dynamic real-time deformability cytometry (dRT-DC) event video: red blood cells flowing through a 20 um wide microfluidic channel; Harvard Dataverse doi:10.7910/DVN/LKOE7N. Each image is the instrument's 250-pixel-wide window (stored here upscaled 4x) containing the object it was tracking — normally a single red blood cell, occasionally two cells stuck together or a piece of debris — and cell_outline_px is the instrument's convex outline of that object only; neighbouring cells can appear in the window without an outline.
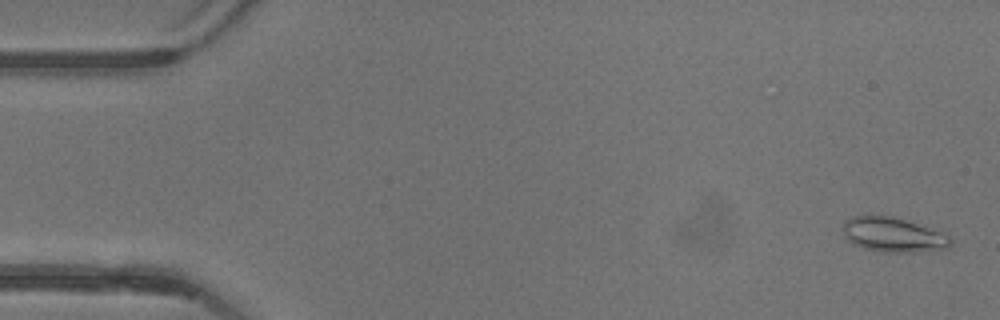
{"species": "common noctule bat (a hibernating species)", "species_latin": "Nyctalus noctula", "temperature_condition": "warm", "stored_images_in_passage": 53, "camera_frame_rate_fps": 3000, "um_per_image_px": 0.085, "animal": {"sex": "female"}, "frame": {"image": 1, "passage_image": 2, "time_ms": 0.333, "image_size_px": [1000, 320], "cell_outline_px": [[952, 240], [948, 248], [916, 252], [880, 252], [864, 248], [852, 244], [848, 240], [844, 232], [844, 220], [856, 216], [892, 216], [940, 232], [948, 236]], "centroid_in_image_um": [75.89, 19.97], "position_along_channel_um": 9.1, "area_um2": 21.27}}
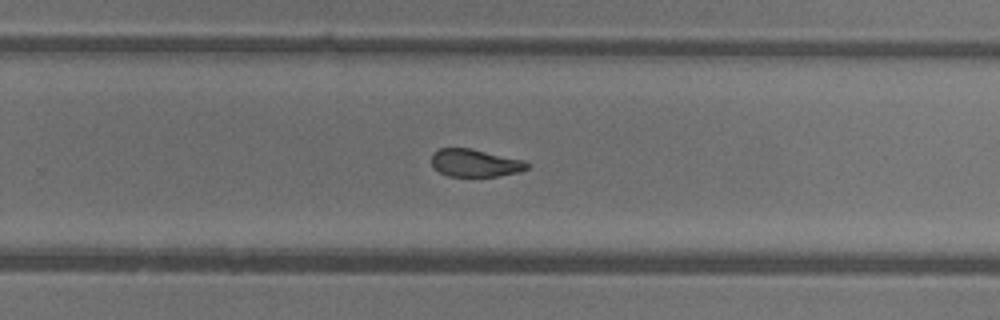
{"frame": {"image": 2, "passage_image": 34, "time_ms": 11.0, "image_size_px": [1000, 320], "cell_outline_px": [[532, 164], [528, 168], [520, 172], [500, 176], [448, 176], [440, 172], [432, 164], [432, 152], [440, 148], [472, 148], [524, 160]], "centroid_in_image_um": [40.43, 13.84], "position_along_channel_um": 289.4, "area_um2": 15.55}}
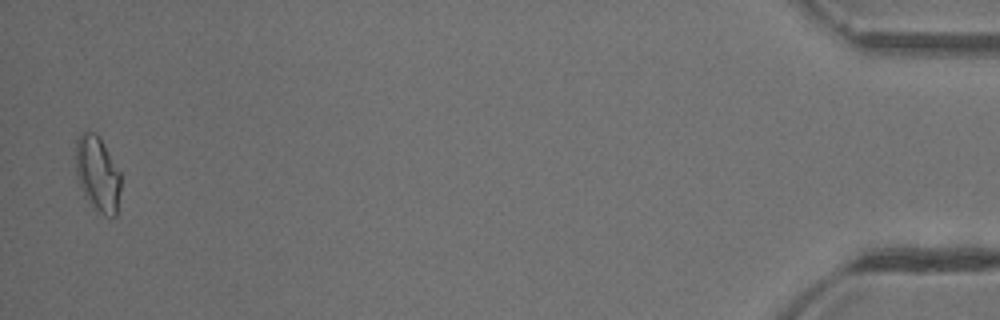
{"frame": {"image": 3, "passage_image": 52, "time_ms": 17.0, "image_size_px": [1000, 320], "cell_outline_px": [[120, 192], [116, 216], [104, 216], [92, 208], [84, 196], [76, 172], [76, 136], [80, 132], [92, 132], [100, 136], [120, 172]], "centroid_in_image_um": [8.29, 14.78], "position_along_channel_um": 426.9, "area_um2": 20.0}, "authors_computed_cell_mechanics": {"area_um2": 17.4556, "velocity_mm_per_s": 3.9141, "shape_relaxation_time_tau1_ms": 7.5295, "shape_relaxation_time_tau2_ms": 1.652, "deformation_change_tau1": 0.1868, "deformation_change_tau2": 0.0781}}